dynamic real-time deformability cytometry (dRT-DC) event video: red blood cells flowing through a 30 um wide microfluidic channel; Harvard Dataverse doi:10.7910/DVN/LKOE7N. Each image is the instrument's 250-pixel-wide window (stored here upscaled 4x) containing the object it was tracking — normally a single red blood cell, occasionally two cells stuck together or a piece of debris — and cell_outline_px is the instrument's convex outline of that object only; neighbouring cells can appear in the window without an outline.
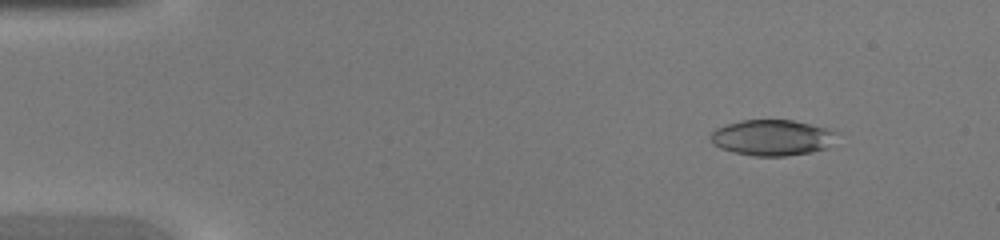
{"species": "common noctule bat (a hibernating species)", "species_latin": "Nyctalus noctula", "temperature_condition": "warm", "stored_images_in_passage": 47, "camera_frame_rate_fps": 3000, "um_per_image_px": 0.085, "animal": {"sex": "female", "body_mass_g": 20.0, "forearm_length_mm": 54.0}, "frame": {"image": 1, "passage_image": 6, "time_ms": 1.667, "image_size_px": [1000, 240], "cell_outline_px": [[840, 132], [828, 148], [812, 152], [784, 156], [752, 156], [720, 148], [712, 144], [708, 136], [716, 128], [740, 120], [792, 120]], "centroid_in_image_um": [65.62, 11.7], "position_along_channel_um": 19.4, "area_um2": 26.41}}
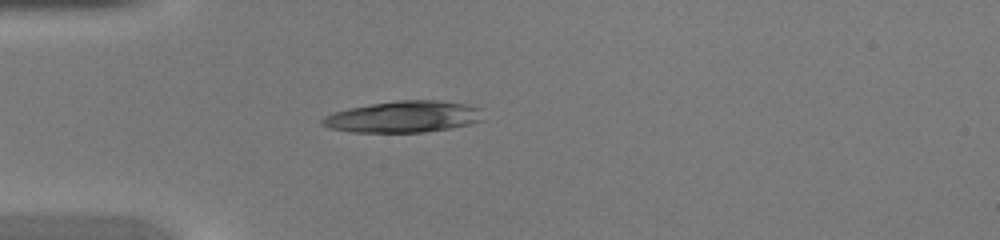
{"frame": {"image": 2, "passage_image": 14, "time_ms": 4.333, "image_size_px": [1000, 240], "cell_outline_px": [[484, 120], [468, 124], [448, 128], [424, 132], [348, 132], [328, 128], [320, 124], [320, 120], [324, 116], [332, 112], [348, 108], [396, 100], [440, 100], [464, 104], [480, 108]], "centroid_in_image_um": [34.24, 9.92], "position_along_channel_um": 50.8, "area_um2": 29.59}}